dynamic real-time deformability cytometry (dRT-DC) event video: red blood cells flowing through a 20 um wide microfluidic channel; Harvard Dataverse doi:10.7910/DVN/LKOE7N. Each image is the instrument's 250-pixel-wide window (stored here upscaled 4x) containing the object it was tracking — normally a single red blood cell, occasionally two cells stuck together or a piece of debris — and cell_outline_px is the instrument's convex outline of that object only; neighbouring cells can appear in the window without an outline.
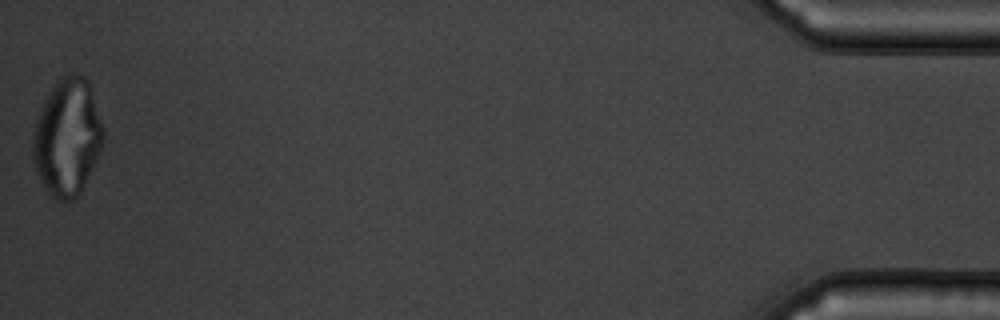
{"species": "common noctule bat (a hibernating species)", "species_latin": "Nyctalus noctula", "temperature_condition": "warm", "stored_images_in_passage": 47, "camera_frame_rate_fps": 3000, "um_per_image_px": 0.085, "animal": {"sex": "male", "body_mass_g": 19.5, "forearm_length_mm": 54.6}, "frame": {"image": 1, "passage_image": 47, "time_ms": 15.333, "image_size_px": [1000, 320], "cell_outline_px": [[104, 140], [100, 152], [80, 192], [72, 200], [64, 204], [56, 200], [44, 188], [36, 176], [32, 160], [32, 132], [36, 120], [44, 100], [60, 76], [72, 72], [84, 76], [88, 80], [104, 128]], "centroid_in_image_um": [5.69, 11.69], "position_along_channel_um": 429.5, "area_um2": 48.67}}